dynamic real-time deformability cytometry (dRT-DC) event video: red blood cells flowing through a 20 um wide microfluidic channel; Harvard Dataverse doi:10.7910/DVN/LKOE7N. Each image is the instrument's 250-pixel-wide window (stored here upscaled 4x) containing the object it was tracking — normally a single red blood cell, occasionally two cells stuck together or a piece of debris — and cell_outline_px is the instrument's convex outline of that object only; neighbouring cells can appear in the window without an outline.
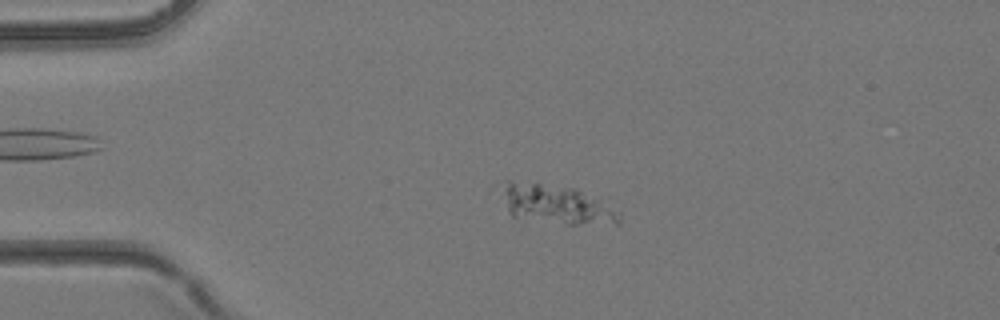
{"species": "common noctule bat (a hibernating species)", "species_latin": "Nyctalus noctula", "temperature_condition": "room temperature", "stored_images_in_passage": 7, "camera_frame_rate_fps": 3000, "um_per_image_px": 0.085, "animal": {"sex": "female", "body_mass_g": 24.6, "forearm_length_mm": 56.2}, "frame": {"image": 1, "passage_image": 3, "time_ms": 0.667, "image_size_px": [1000, 320], "cell_outline_px": [[620, 224], [564, 224], [512, 216], [508, 208], [504, 192], [508, 180], [512, 180], [576, 188], [620, 212]], "centroid_in_image_um": [47.35, 17.39], "position_along_channel_um": 37.6, "area_um2": 25.95}}